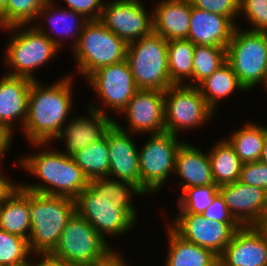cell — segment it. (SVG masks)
Returning a JSON list of instances; mask_svg holds the SVG:
<instances>
[{"instance_id": "1", "label": "cell", "mask_w": 267, "mask_h": 266, "mask_svg": "<svg viewBox=\"0 0 267 266\" xmlns=\"http://www.w3.org/2000/svg\"><path fill=\"white\" fill-rule=\"evenodd\" d=\"M134 195L145 196L128 182L110 177L93 178L75 198L76 212L112 247L109 237H121L137 225L139 213L132 203Z\"/></svg>"}, {"instance_id": "2", "label": "cell", "mask_w": 267, "mask_h": 266, "mask_svg": "<svg viewBox=\"0 0 267 266\" xmlns=\"http://www.w3.org/2000/svg\"><path fill=\"white\" fill-rule=\"evenodd\" d=\"M73 77L62 76L53 84L32 81L28 97V116L22 134L28 143H50L74 116Z\"/></svg>"}, {"instance_id": "3", "label": "cell", "mask_w": 267, "mask_h": 266, "mask_svg": "<svg viewBox=\"0 0 267 266\" xmlns=\"http://www.w3.org/2000/svg\"><path fill=\"white\" fill-rule=\"evenodd\" d=\"M29 145L37 148L38 153L33 151L25 154L26 156L22 155L21 159L19 157L18 166L22 167L24 172L37 177L40 183L21 182L22 188L30 192L75 199L88 186V178L72 156L57 150L56 147L54 150L47 149L51 146L50 143Z\"/></svg>"}, {"instance_id": "4", "label": "cell", "mask_w": 267, "mask_h": 266, "mask_svg": "<svg viewBox=\"0 0 267 266\" xmlns=\"http://www.w3.org/2000/svg\"><path fill=\"white\" fill-rule=\"evenodd\" d=\"M29 207V248L33 255L50 254L69 219L76 212L75 199L29 191Z\"/></svg>"}, {"instance_id": "5", "label": "cell", "mask_w": 267, "mask_h": 266, "mask_svg": "<svg viewBox=\"0 0 267 266\" xmlns=\"http://www.w3.org/2000/svg\"><path fill=\"white\" fill-rule=\"evenodd\" d=\"M1 30L10 33L11 36L3 53L5 65L9 66V71L4 72L7 75L38 80L34 71L52 61L61 51L32 24L11 26Z\"/></svg>"}, {"instance_id": "6", "label": "cell", "mask_w": 267, "mask_h": 266, "mask_svg": "<svg viewBox=\"0 0 267 266\" xmlns=\"http://www.w3.org/2000/svg\"><path fill=\"white\" fill-rule=\"evenodd\" d=\"M226 61L247 92L267 83V32L237 25L226 47ZM261 84V85H260Z\"/></svg>"}, {"instance_id": "7", "label": "cell", "mask_w": 267, "mask_h": 266, "mask_svg": "<svg viewBox=\"0 0 267 266\" xmlns=\"http://www.w3.org/2000/svg\"><path fill=\"white\" fill-rule=\"evenodd\" d=\"M167 45L168 41L154 32L127 44L126 60L138 89L166 91L173 85Z\"/></svg>"}, {"instance_id": "8", "label": "cell", "mask_w": 267, "mask_h": 266, "mask_svg": "<svg viewBox=\"0 0 267 266\" xmlns=\"http://www.w3.org/2000/svg\"><path fill=\"white\" fill-rule=\"evenodd\" d=\"M127 43L116 36L99 20H89L83 27L78 43L71 54L77 71L84 79L101 67L126 59Z\"/></svg>"}, {"instance_id": "9", "label": "cell", "mask_w": 267, "mask_h": 266, "mask_svg": "<svg viewBox=\"0 0 267 266\" xmlns=\"http://www.w3.org/2000/svg\"><path fill=\"white\" fill-rule=\"evenodd\" d=\"M163 132L151 134L139 148L140 191L146 196L158 193L174 174L178 149L185 142Z\"/></svg>"}, {"instance_id": "10", "label": "cell", "mask_w": 267, "mask_h": 266, "mask_svg": "<svg viewBox=\"0 0 267 266\" xmlns=\"http://www.w3.org/2000/svg\"><path fill=\"white\" fill-rule=\"evenodd\" d=\"M114 248L77 212L69 219L51 256L73 266H87L104 259Z\"/></svg>"}, {"instance_id": "11", "label": "cell", "mask_w": 267, "mask_h": 266, "mask_svg": "<svg viewBox=\"0 0 267 266\" xmlns=\"http://www.w3.org/2000/svg\"><path fill=\"white\" fill-rule=\"evenodd\" d=\"M165 132L178 135L183 131L201 129L215 118L196 86L172 85L164 91Z\"/></svg>"}, {"instance_id": "12", "label": "cell", "mask_w": 267, "mask_h": 266, "mask_svg": "<svg viewBox=\"0 0 267 266\" xmlns=\"http://www.w3.org/2000/svg\"><path fill=\"white\" fill-rule=\"evenodd\" d=\"M85 80L97 94L100 100L97 103H101V105L91 103L87 107L104 115H109L107 112L109 109L117 115L120 114L138 90L126 59L99 68Z\"/></svg>"}, {"instance_id": "13", "label": "cell", "mask_w": 267, "mask_h": 266, "mask_svg": "<svg viewBox=\"0 0 267 266\" xmlns=\"http://www.w3.org/2000/svg\"><path fill=\"white\" fill-rule=\"evenodd\" d=\"M143 0H105L99 21L129 44L153 32V12Z\"/></svg>"}, {"instance_id": "14", "label": "cell", "mask_w": 267, "mask_h": 266, "mask_svg": "<svg viewBox=\"0 0 267 266\" xmlns=\"http://www.w3.org/2000/svg\"><path fill=\"white\" fill-rule=\"evenodd\" d=\"M167 224L183 239L210 249L218 257L241 227L238 222H210L193 213H177Z\"/></svg>"}, {"instance_id": "15", "label": "cell", "mask_w": 267, "mask_h": 266, "mask_svg": "<svg viewBox=\"0 0 267 266\" xmlns=\"http://www.w3.org/2000/svg\"><path fill=\"white\" fill-rule=\"evenodd\" d=\"M125 114V127L114 120V124L123 131L141 134H159L165 132L164 91L138 89L119 115Z\"/></svg>"}, {"instance_id": "16", "label": "cell", "mask_w": 267, "mask_h": 266, "mask_svg": "<svg viewBox=\"0 0 267 266\" xmlns=\"http://www.w3.org/2000/svg\"><path fill=\"white\" fill-rule=\"evenodd\" d=\"M109 151L108 177L119 179L140 190L139 147L132 133L118 128L115 124L105 134Z\"/></svg>"}, {"instance_id": "17", "label": "cell", "mask_w": 267, "mask_h": 266, "mask_svg": "<svg viewBox=\"0 0 267 266\" xmlns=\"http://www.w3.org/2000/svg\"><path fill=\"white\" fill-rule=\"evenodd\" d=\"M225 204L241 226H255L267 213V192L240 181L219 186Z\"/></svg>"}, {"instance_id": "18", "label": "cell", "mask_w": 267, "mask_h": 266, "mask_svg": "<svg viewBox=\"0 0 267 266\" xmlns=\"http://www.w3.org/2000/svg\"><path fill=\"white\" fill-rule=\"evenodd\" d=\"M86 108H88L86 109L88 115H74L54 139L55 142H64L65 150H60L61 152L71 156L76 151L103 138L114 124L113 116L101 114L89 107Z\"/></svg>"}, {"instance_id": "19", "label": "cell", "mask_w": 267, "mask_h": 266, "mask_svg": "<svg viewBox=\"0 0 267 266\" xmlns=\"http://www.w3.org/2000/svg\"><path fill=\"white\" fill-rule=\"evenodd\" d=\"M55 4L56 2L53 4V0H49L37 16V22L42 21V23L33 25L61 49L65 45L63 40L67 42L70 38L72 50L78 43L84 25L89 20L80 13L67 9L63 5L61 8L56 7Z\"/></svg>"}, {"instance_id": "20", "label": "cell", "mask_w": 267, "mask_h": 266, "mask_svg": "<svg viewBox=\"0 0 267 266\" xmlns=\"http://www.w3.org/2000/svg\"><path fill=\"white\" fill-rule=\"evenodd\" d=\"M219 266H267V241L255 226H241L224 252Z\"/></svg>"}, {"instance_id": "21", "label": "cell", "mask_w": 267, "mask_h": 266, "mask_svg": "<svg viewBox=\"0 0 267 266\" xmlns=\"http://www.w3.org/2000/svg\"><path fill=\"white\" fill-rule=\"evenodd\" d=\"M31 79L26 77L10 76L4 73L0 77V125L16 133L15 121L20 129L28 116V97Z\"/></svg>"}, {"instance_id": "22", "label": "cell", "mask_w": 267, "mask_h": 266, "mask_svg": "<svg viewBox=\"0 0 267 266\" xmlns=\"http://www.w3.org/2000/svg\"><path fill=\"white\" fill-rule=\"evenodd\" d=\"M235 28L228 17L192 6L187 39L195 45L227 47Z\"/></svg>"}, {"instance_id": "23", "label": "cell", "mask_w": 267, "mask_h": 266, "mask_svg": "<svg viewBox=\"0 0 267 266\" xmlns=\"http://www.w3.org/2000/svg\"><path fill=\"white\" fill-rule=\"evenodd\" d=\"M153 6L154 33L167 41L188 38L192 12L190 0H159Z\"/></svg>"}, {"instance_id": "24", "label": "cell", "mask_w": 267, "mask_h": 266, "mask_svg": "<svg viewBox=\"0 0 267 266\" xmlns=\"http://www.w3.org/2000/svg\"><path fill=\"white\" fill-rule=\"evenodd\" d=\"M184 142L175 158L174 176L178 175L181 191L194 186L216 185L208 152ZM182 180V181H181Z\"/></svg>"}, {"instance_id": "25", "label": "cell", "mask_w": 267, "mask_h": 266, "mask_svg": "<svg viewBox=\"0 0 267 266\" xmlns=\"http://www.w3.org/2000/svg\"><path fill=\"white\" fill-rule=\"evenodd\" d=\"M164 226L168 242L164 266H219V257L210 249L183 239L167 223Z\"/></svg>"}, {"instance_id": "26", "label": "cell", "mask_w": 267, "mask_h": 266, "mask_svg": "<svg viewBox=\"0 0 267 266\" xmlns=\"http://www.w3.org/2000/svg\"><path fill=\"white\" fill-rule=\"evenodd\" d=\"M0 230L27 240L30 237L29 191L20 185L0 203Z\"/></svg>"}, {"instance_id": "27", "label": "cell", "mask_w": 267, "mask_h": 266, "mask_svg": "<svg viewBox=\"0 0 267 266\" xmlns=\"http://www.w3.org/2000/svg\"><path fill=\"white\" fill-rule=\"evenodd\" d=\"M196 87L215 113L224 98H228L236 91L247 92L227 61Z\"/></svg>"}, {"instance_id": "28", "label": "cell", "mask_w": 267, "mask_h": 266, "mask_svg": "<svg viewBox=\"0 0 267 266\" xmlns=\"http://www.w3.org/2000/svg\"><path fill=\"white\" fill-rule=\"evenodd\" d=\"M250 121L225 138L243 164L260 160L267 134V126Z\"/></svg>"}, {"instance_id": "29", "label": "cell", "mask_w": 267, "mask_h": 266, "mask_svg": "<svg viewBox=\"0 0 267 266\" xmlns=\"http://www.w3.org/2000/svg\"><path fill=\"white\" fill-rule=\"evenodd\" d=\"M213 144L208 154L215 184L222 186L239 181L243 163L233 147L225 137Z\"/></svg>"}, {"instance_id": "30", "label": "cell", "mask_w": 267, "mask_h": 266, "mask_svg": "<svg viewBox=\"0 0 267 266\" xmlns=\"http://www.w3.org/2000/svg\"><path fill=\"white\" fill-rule=\"evenodd\" d=\"M194 49L195 44L189 39L168 41V68L173 85L193 86Z\"/></svg>"}, {"instance_id": "31", "label": "cell", "mask_w": 267, "mask_h": 266, "mask_svg": "<svg viewBox=\"0 0 267 266\" xmlns=\"http://www.w3.org/2000/svg\"><path fill=\"white\" fill-rule=\"evenodd\" d=\"M71 156L88 180L108 177L110 159L106 135Z\"/></svg>"}, {"instance_id": "32", "label": "cell", "mask_w": 267, "mask_h": 266, "mask_svg": "<svg viewBox=\"0 0 267 266\" xmlns=\"http://www.w3.org/2000/svg\"><path fill=\"white\" fill-rule=\"evenodd\" d=\"M49 0H7L0 14V29L37 23V16Z\"/></svg>"}, {"instance_id": "33", "label": "cell", "mask_w": 267, "mask_h": 266, "mask_svg": "<svg viewBox=\"0 0 267 266\" xmlns=\"http://www.w3.org/2000/svg\"><path fill=\"white\" fill-rule=\"evenodd\" d=\"M193 86H197L226 62V47L195 45Z\"/></svg>"}, {"instance_id": "34", "label": "cell", "mask_w": 267, "mask_h": 266, "mask_svg": "<svg viewBox=\"0 0 267 266\" xmlns=\"http://www.w3.org/2000/svg\"><path fill=\"white\" fill-rule=\"evenodd\" d=\"M32 257L27 239L0 230V266H22Z\"/></svg>"}, {"instance_id": "35", "label": "cell", "mask_w": 267, "mask_h": 266, "mask_svg": "<svg viewBox=\"0 0 267 266\" xmlns=\"http://www.w3.org/2000/svg\"><path fill=\"white\" fill-rule=\"evenodd\" d=\"M219 194V186H194L184 189L177 199L179 213L202 214Z\"/></svg>"}, {"instance_id": "36", "label": "cell", "mask_w": 267, "mask_h": 266, "mask_svg": "<svg viewBox=\"0 0 267 266\" xmlns=\"http://www.w3.org/2000/svg\"><path fill=\"white\" fill-rule=\"evenodd\" d=\"M242 17L251 25L248 30L267 32V0H240L238 19Z\"/></svg>"}, {"instance_id": "37", "label": "cell", "mask_w": 267, "mask_h": 266, "mask_svg": "<svg viewBox=\"0 0 267 266\" xmlns=\"http://www.w3.org/2000/svg\"><path fill=\"white\" fill-rule=\"evenodd\" d=\"M193 7L228 17L236 26L240 0H190Z\"/></svg>"}, {"instance_id": "38", "label": "cell", "mask_w": 267, "mask_h": 266, "mask_svg": "<svg viewBox=\"0 0 267 266\" xmlns=\"http://www.w3.org/2000/svg\"><path fill=\"white\" fill-rule=\"evenodd\" d=\"M239 181L267 192V165L260 161L243 164Z\"/></svg>"}, {"instance_id": "39", "label": "cell", "mask_w": 267, "mask_h": 266, "mask_svg": "<svg viewBox=\"0 0 267 266\" xmlns=\"http://www.w3.org/2000/svg\"><path fill=\"white\" fill-rule=\"evenodd\" d=\"M65 8L82 14L88 20H99L105 0H62Z\"/></svg>"}, {"instance_id": "40", "label": "cell", "mask_w": 267, "mask_h": 266, "mask_svg": "<svg viewBox=\"0 0 267 266\" xmlns=\"http://www.w3.org/2000/svg\"><path fill=\"white\" fill-rule=\"evenodd\" d=\"M210 222H237L229 212L224 198L219 193L213 203L201 214Z\"/></svg>"}, {"instance_id": "41", "label": "cell", "mask_w": 267, "mask_h": 266, "mask_svg": "<svg viewBox=\"0 0 267 266\" xmlns=\"http://www.w3.org/2000/svg\"><path fill=\"white\" fill-rule=\"evenodd\" d=\"M120 252L114 249L104 259L87 266H130L126 258L124 259V255L122 256Z\"/></svg>"}, {"instance_id": "42", "label": "cell", "mask_w": 267, "mask_h": 266, "mask_svg": "<svg viewBox=\"0 0 267 266\" xmlns=\"http://www.w3.org/2000/svg\"><path fill=\"white\" fill-rule=\"evenodd\" d=\"M15 134H13L8 128L0 125V165L3 164V161L5 159V156L8 151L10 150V147H12V142Z\"/></svg>"}, {"instance_id": "43", "label": "cell", "mask_w": 267, "mask_h": 266, "mask_svg": "<svg viewBox=\"0 0 267 266\" xmlns=\"http://www.w3.org/2000/svg\"><path fill=\"white\" fill-rule=\"evenodd\" d=\"M32 258V266H73L65 260L55 258L50 254H37L33 255ZM35 260L37 261L35 262Z\"/></svg>"}, {"instance_id": "44", "label": "cell", "mask_w": 267, "mask_h": 266, "mask_svg": "<svg viewBox=\"0 0 267 266\" xmlns=\"http://www.w3.org/2000/svg\"><path fill=\"white\" fill-rule=\"evenodd\" d=\"M3 173V174H2ZM7 178L5 172L2 170V165H0V203L4 201L18 186L20 182L10 181Z\"/></svg>"}, {"instance_id": "45", "label": "cell", "mask_w": 267, "mask_h": 266, "mask_svg": "<svg viewBox=\"0 0 267 266\" xmlns=\"http://www.w3.org/2000/svg\"><path fill=\"white\" fill-rule=\"evenodd\" d=\"M255 227L262 233L267 241V213L263 217H261Z\"/></svg>"}, {"instance_id": "46", "label": "cell", "mask_w": 267, "mask_h": 266, "mask_svg": "<svg viewBox=\"0 0 267 266\" xmlns=\"http://www.w3.org/2000/svg\"><path fill=\"white\" fill-rule=\"evenodd\" d=\"M259 161L267 165V134H266V138L264 141V148L262 151V155Z\"/></svg>"}, {"instance_id": "47", "label": "cell", "mask_w": 267, "mask_h": 266, "mask_svg": "<svg viewBox=\"0 0 267 266\" xmlns=\"http://www.w3.org/2000/svg\"><path fill=\"white\" fill-rule=\"evenodd\" d=\"M7 0H0V14L4 11V7Z\"/></svg>"}, {"instance_id": "48", "label": "cell", "mask_w": 267, "mask_h": 266, "mask_svg": "<svg viewBox=\"0 0 267 266\" xmlns=\"http://www.w3.org/2000/svg\"><path fill=\"white\" fill-rule=\"evenodd\" d=\"M264 91H266L265 93L267 94V83L264 85Z\"/></svg>"}, {"instance_id": "49", "label": "cell", "mask_w": 267, "mask_h": 266, "mask_svg": "<svg viewBox=\"0 0 267 266\" xmlns=\"http://www.w3.org/2000/svg\"><path fill=\"white\" fill-rule=\"evenodd\" d=\"M22 266H32V262H30V263H27V264H25V265H22Z\"/></svg>"}]
</instances>
